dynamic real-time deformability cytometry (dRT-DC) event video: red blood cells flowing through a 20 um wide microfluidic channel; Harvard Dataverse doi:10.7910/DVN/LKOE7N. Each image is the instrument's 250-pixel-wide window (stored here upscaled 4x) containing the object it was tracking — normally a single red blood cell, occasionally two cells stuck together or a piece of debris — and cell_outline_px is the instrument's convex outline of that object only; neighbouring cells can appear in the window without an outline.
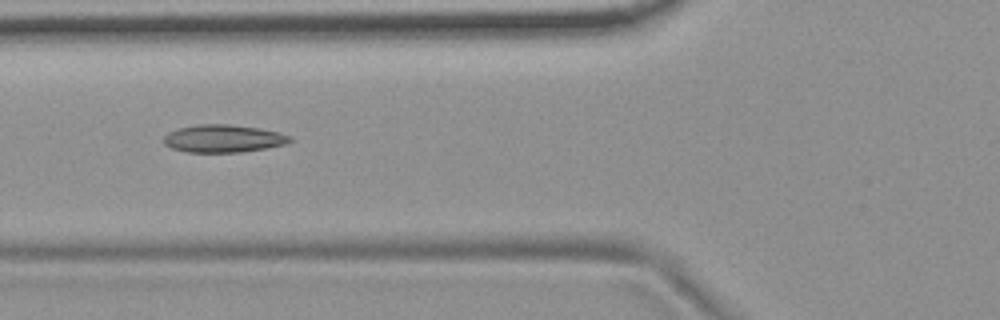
{"species": "common noctule bat (a hibernating species)", "species_latin": "Nyctalus noctula", "temperature_condition": "room temperature", "stored_images_in_passage": 4, "camera_frame_rate_fps": 3000, "um_per_image_px": 0.085, "animal": {"sex": "female", "body_mass_g": 19.9}, "frame": {"image": 1, "passage_image": 4, "time_ms": 3.333, "image_size_px": [1000, 320], "cell_outline_px": [[292, 140], [284, 144], [268, 148], [240, 152], [188, 152], [172, 148], [164, 144], [164, 136], [168, 132], [180, 128], [200, 124], [228, 124], [260, 128], [280, 132], [292, 136]], "centroid_in_image_um": [19.01, 11.77], "position_along_channel_um": 106.8, "area_um2": 20.35}}